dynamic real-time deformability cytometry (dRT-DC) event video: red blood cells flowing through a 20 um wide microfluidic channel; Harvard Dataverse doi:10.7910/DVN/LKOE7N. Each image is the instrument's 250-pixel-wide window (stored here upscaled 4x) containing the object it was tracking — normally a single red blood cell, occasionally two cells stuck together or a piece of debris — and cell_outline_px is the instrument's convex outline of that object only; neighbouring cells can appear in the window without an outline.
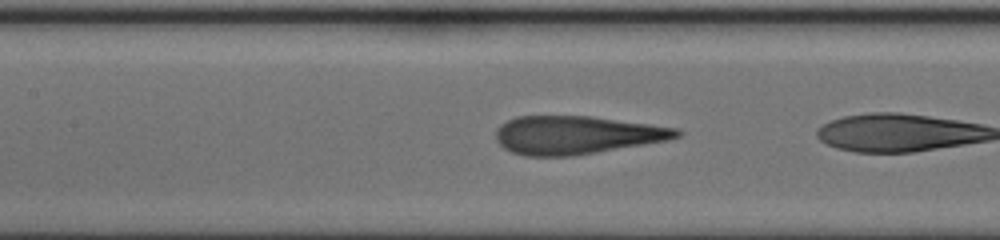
{"species": "human", "species_latin": "Homo sapiens", "temperature_condition": "cold", "stored_images_in_passage": 6, "camera_frame_rate_fps": 3000, "um_per_image_px": 0.085, "donor": {"sex": "female"}, "frame": {"image": 1, "passage_image": 4, "time_ms": 1.0, "image_size_px": [1000, 240], "cell_outline_px": [[684, 132], [680, 136], [668, 140], [572, 156], [524, 156], [512, 152], [504, 148], [496, 140], [496, 128], [500, 124], [516, 116], [588, 116], [680, 128]], "centroid_in_image_um": [48.99, 11.47], "position_along_channel_um": 158.4, "area_um2": 40.23}}